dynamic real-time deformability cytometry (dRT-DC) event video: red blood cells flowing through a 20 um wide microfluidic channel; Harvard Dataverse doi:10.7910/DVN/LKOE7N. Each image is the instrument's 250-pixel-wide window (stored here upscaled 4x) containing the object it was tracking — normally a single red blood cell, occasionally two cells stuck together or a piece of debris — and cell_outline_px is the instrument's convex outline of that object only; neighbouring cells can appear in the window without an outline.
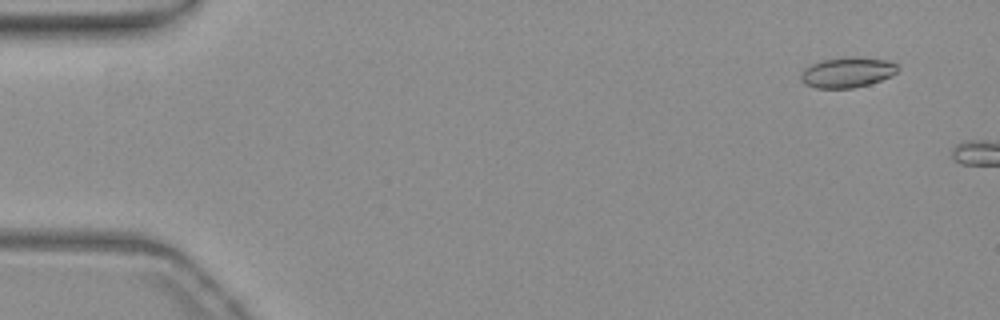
{"species": "common noctule bat (a hibernating species)", "species_latin": "Nyctalus noctula", "temperature_condition": "warm", "stored_images_in_passage": 6, "segment_of_instrument_passage": [1, 2], "camera_frame_rate_fps": 3000, "um_per_image_px": 0.085, "animal": {"sex": "female", "body_mass_g": 19.3, "forearm_length_mm": 54.1}, "frame": {"image": 1, "passage_image": 4, "time_ms": 1.0, "image_size_px": [1000, 320], "cell_outline_px": [[900, 68], [892, 76], [868, 84], [852, 88], [816, 88], [808, 84], [800, 76], [800, 72], [804, 68], [820, 60], [844, 56], [856, 56], [884, 60], [896, 64]], "centroid_in_image_um": [72.02, 6.13], "position_along_channel_um": 13.0, "area_um2": 17.11}}